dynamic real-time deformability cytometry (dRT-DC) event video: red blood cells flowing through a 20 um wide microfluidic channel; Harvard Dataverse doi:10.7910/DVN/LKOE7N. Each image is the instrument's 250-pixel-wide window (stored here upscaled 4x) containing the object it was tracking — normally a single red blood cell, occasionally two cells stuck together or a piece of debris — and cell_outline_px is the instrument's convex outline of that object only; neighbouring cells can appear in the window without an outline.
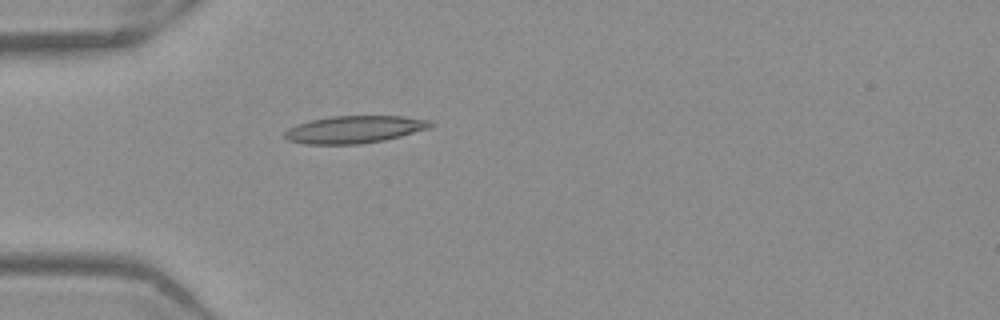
{"species": "Egyptian fruit bat (a non-hibernating species)", "species_latin": "Rousettus aegyptiacus", "temperature_condition": "warm", "stored_images_in_passage": 37, "camera_frame_rate_fps": 3000, "um_per_image_px": 0.085, "frame": {"image": 1, "passage_image": 1, "time_ms": 0.0, "image_size_px": [1000, 320], "cell_outline_px": [[436, 124], [428, 128], [400, 136], [384, 140], [360, 144], [304, 144], [288, 140], [284, 136], [284, 132], [288, 128], [296, 124], [312, 120], [332, 116], [400, 116], [432, 120]], "centroid_in_image_um": [30.12, 11.0], "position_along_channel_um": 54.9, "area_um2": 23.24}}
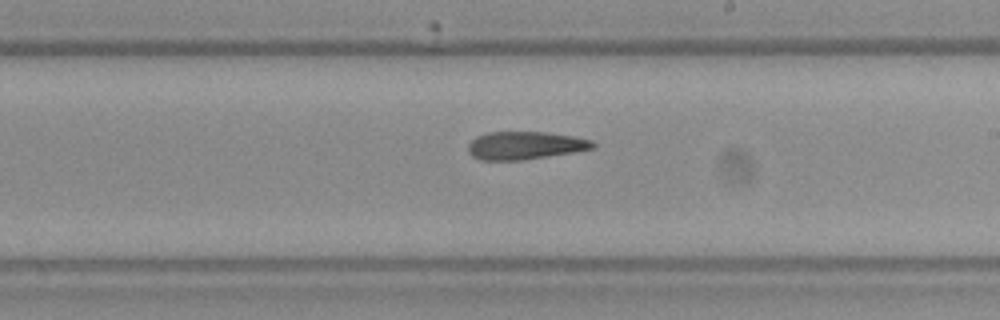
{"frame": {"image": 2, "passage_image": 16, "time_ms": 5.0, "image_size_px": [1000, 320], "cell_outline_px": [[596, 148], [576, 152], [520, 160], [480, 160], [472, 156], [468, 152], [468, 144], [476, 136], [488, 132], [548, 132], [572, 136], [592, 140], [596, 144]], "centroid_in_image_um": [44.64, 12.36], "position_along_channel_um": 244.4, "area_um2": 20.4}}
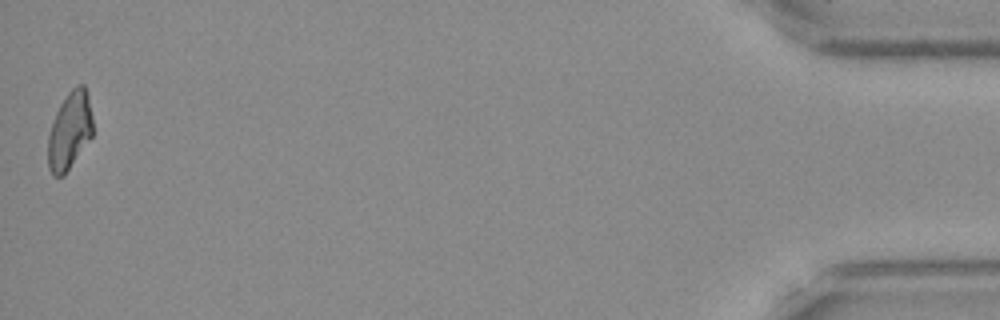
{"frame": {"image": 3, "passage_image": 37, "time_ms": 12.0, "image_size_px": [1000, 320], "cell_outline_px": [[92, 136], [64, 176], [52, 176], [48, 168], [48, 136], [56, 112], [60, 104], [68, 92], [76, 84], [84, 84], [88, 96], [92, 116]], "centroid_in_image_um": [5.91, 11.11], "position_along_channel_um": 429.3, "area_um2": 20.23}, "authors_computed_cell_mechanics": {"area_um2": 20.8658, "velocity_mm_per_s": 3.9484, "shape_relaxation_time_tau1_ms": null, "shape_relaxation_time_tau2_ms": 4.2094, "deformation_change_tau1": null, "deformation_change_tau2": 0.1576}}